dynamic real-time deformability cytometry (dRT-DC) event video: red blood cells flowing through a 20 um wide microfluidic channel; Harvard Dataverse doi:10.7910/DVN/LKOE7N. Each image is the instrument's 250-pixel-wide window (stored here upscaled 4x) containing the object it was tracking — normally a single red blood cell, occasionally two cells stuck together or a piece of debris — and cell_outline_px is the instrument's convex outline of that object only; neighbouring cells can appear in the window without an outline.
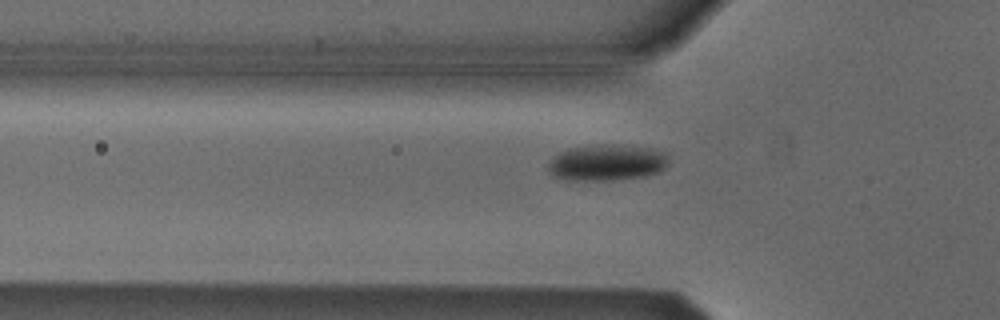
{"species": "Egyptian fruit bat (a non-hibernating species)", "species_latin": "Rousettus aegyptiacus", "temperature_condition": "cold", "stored_images_in_passage": 33, "camera_frame_rate_fps": 3000, "um_per_image_px": 0.085, "animal": {"sex": "male"}, "frame": {"image": 1, "passage_image": 3, "time_ms": 0.667, "image_size_px": [1000, 320], "cell_outline_px": [[668, 164], [660, 172], [644, 176], [612, 180], [572, 180], [552, 176], [548, 172], [548, 160], [552, 156], [560, 152], [572, 148], [600, 144], [612, 144], [652, 148], [668, 152]], "centroid_in_image_um": [51.6, 13.81], "position_along_channel_um": 74.2, "area_um2": 25.72}}
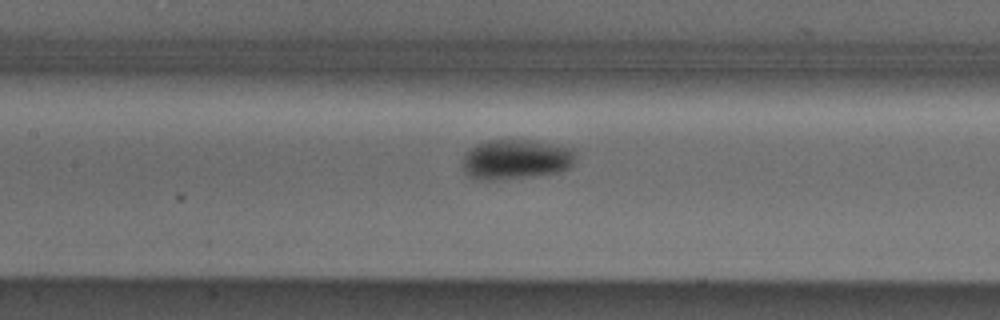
{"frame": {"image": 2, "passage_image": 10, "time_ms": 3.0, "image_size_px": [1000, 320], "cell_outline_px": [[576, 152], [572, 164], [568, 168], [556, 172], [528, 176], [496, 180], [480, 180], [468, 176], [464, 172], [464, 156], [476, 144], [488, 140], [536, 140], [576, 148]], "centroid_in_image_um": [43.88, 13.52], "position_along_channel_um": 163.5, "area_um2": 26.24}}
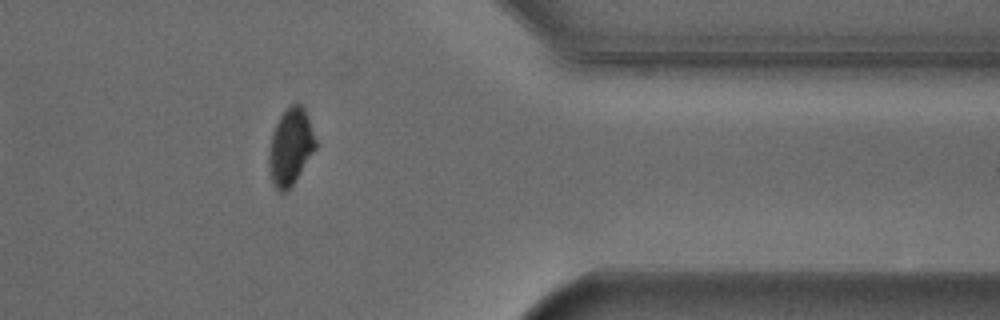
{"frame": {"image": 3, "passage_image": 29, "time_ms": 9.333, "image_size_px": [1000, 320], "cell_outline_px": [[316, 148], [292, 184], [284, 192], [280, 192], [272, 184], [268, 164], [268, 152], [272, 132], [280, 116], [296, 100], [304, 108], [308, 116], [316, 140]], "centroid_in_image_um": [24.68, 12.45], "position_along_channel_um": 386.7, "area_um2": 20.69}}